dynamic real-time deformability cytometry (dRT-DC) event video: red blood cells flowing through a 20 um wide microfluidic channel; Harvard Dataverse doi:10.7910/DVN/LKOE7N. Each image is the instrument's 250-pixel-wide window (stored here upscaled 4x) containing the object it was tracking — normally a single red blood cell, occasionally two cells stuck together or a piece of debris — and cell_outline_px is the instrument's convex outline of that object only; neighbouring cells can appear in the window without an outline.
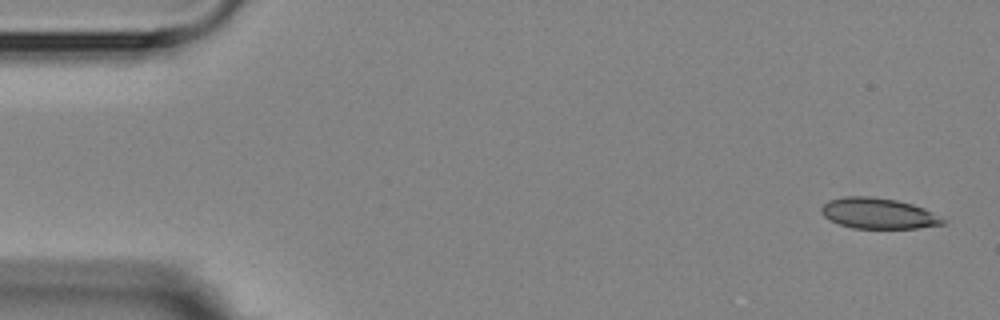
{"species": "Egyptian fruit bat (a non-hibernating species)", "species_latin": "Rousettus aegyptiacus", "temperature_condition": "room temperature", "stored_images_in_passage": 4, "camera_frame_rate_fps": 3000, "um_per_image_px": 0.085, "animal": {"sex": "female"}, "frame": {"image": 1, "passage_image": 1, "time_ms": 0.0, "image_size_px": [1000, 320], "cell_outline_px": [[948, 220], [944, 224], [916, 228], [852, 228], [840, 224], [824, 216], [820, 212], [820, 208], [828, 200], [844, 196], [872, 196], [896, 200], [912, 204], [924, 208]], "centroid_in_image_um": [74.66, 18.13], "position_along_channel_um": 10.3, "area_um2": 21.79}}